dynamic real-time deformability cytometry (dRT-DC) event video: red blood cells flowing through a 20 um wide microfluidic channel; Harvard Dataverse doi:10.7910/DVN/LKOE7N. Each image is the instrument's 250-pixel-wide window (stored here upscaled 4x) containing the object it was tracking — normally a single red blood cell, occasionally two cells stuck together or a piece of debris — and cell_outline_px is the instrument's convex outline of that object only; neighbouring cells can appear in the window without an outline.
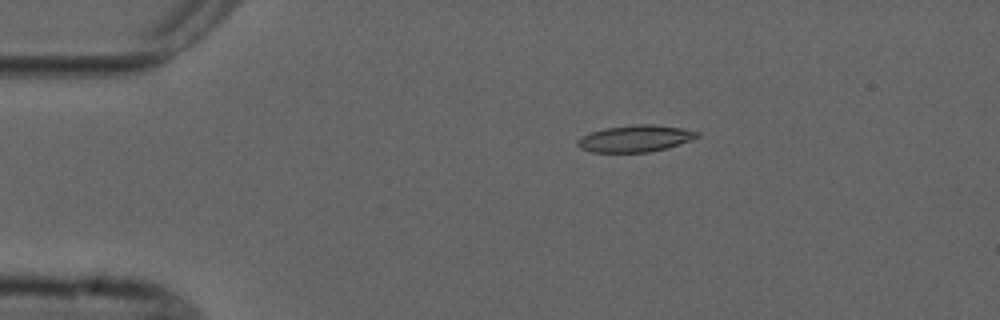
{"species": "common noctule bat (a hibernating species)", "species_latin": "Nyctalus noctula", "temperature_condition": "cold", "stored_images_in_passage": 6, "camera_frame_rate_fps": 3000, "um_per_image_px": 0.085, "animal": {"sex": "male", "forearm_length_mm": 52.5}, "frame": {"image": 1, "passage_image": 3, "time_ms": 2.333, "image_size_px": [1000, 320], "cell_outline_px": [[700, 136], [668, 148], [648, 152], [592, 152], [580, 148], [576, 144], [576, 140], [592, 132], [604, 128], [632, 124], [652, 124], [680, 128], [700, 132]], "centroid_in_image_um": [53.99, 11.77], "position_along_channel_um": 31.0, "area_um2": 18.55}}
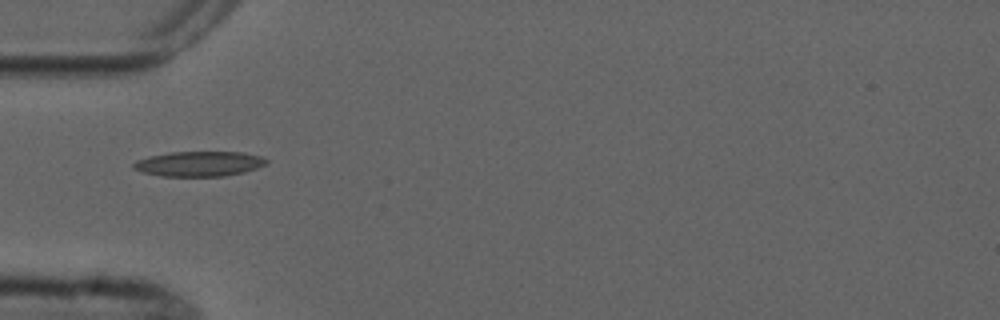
{"frame": {"image": 2, "passage_image": 5, "time_ms": 4.667, "image_size_px": [1000, 320], "cell_outline_px": [[268, 164], [244, 172], [224, 176], [160, 176], [144, 172], [132, 168], [132, 164], [136, 160], [148, 156], [172, 152], [244, 152], [264, 156], [268, 160]], "centroid_in_image_um": [16.96, 13.91], "position_along_channel_um": 68.0, "area_um2": 19.54}}
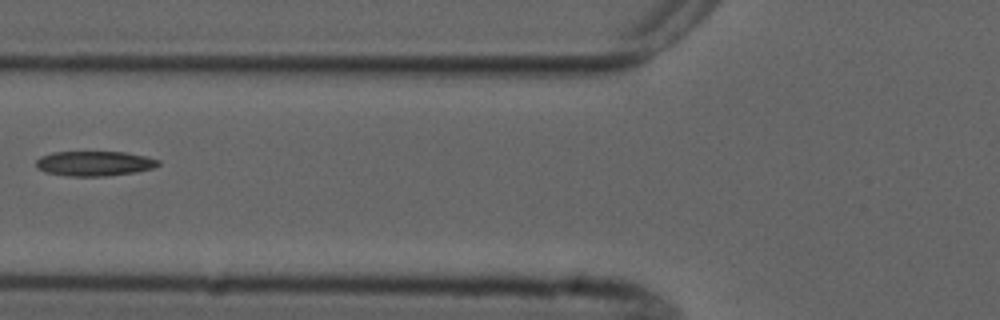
{"frame": {"image": 3, "passage_image": 6, "time_ms": 6.0, "image_size_px": [1000, 320], "cell_outline_px": [[160, 164], [152, 168], [136, 172], [108, 176], [68, 176], [44, 172], [36, 168], [36, 160], [40, 156], [52, 152], [124, 152], [144, 156], [160, 160]], "centroid_in_image_um": [7.99, 13.9], "position_along_channel_um": 117.8, "area_um2": 17.8}}